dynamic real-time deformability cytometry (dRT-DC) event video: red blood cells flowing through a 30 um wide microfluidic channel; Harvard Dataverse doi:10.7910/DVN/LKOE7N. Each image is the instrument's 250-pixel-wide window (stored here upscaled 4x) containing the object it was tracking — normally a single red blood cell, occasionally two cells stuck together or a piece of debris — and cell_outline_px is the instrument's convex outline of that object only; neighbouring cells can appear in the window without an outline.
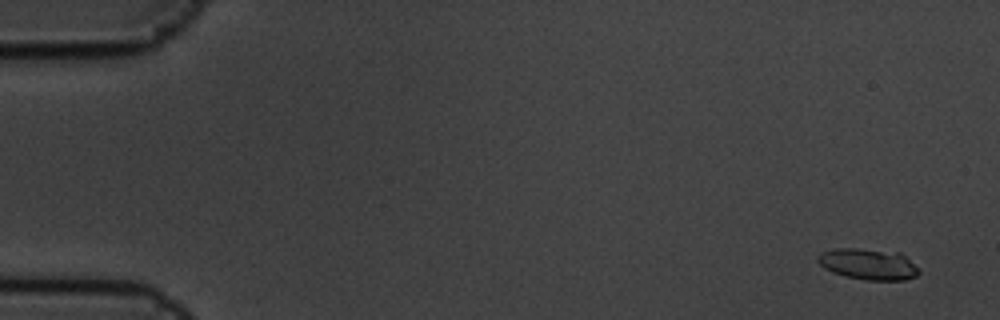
{"species": "common noctule bat (a hibernating species)", "species_latin": "Nyctalus noctula", "temperature_condition": "cold", "stored_images_in_passage": 6, "camera_frame_rate_fps": 3000, "um_per_image_px": 0.085, "animal": {"sex": "male", "body_mass_g": 19.5, "forearm_length_mm": 54.6}, "frame": {"image": 1, "passage_image": 1, "time_ms": 0.0, "image_size_px": [1000, 320], "cell_outline_px": [[920, 272], [916, 276], [904, 280], [864, 280], [844, 276], [832, 272], [824, 268], [816, 260], [816, 256], [820, 252], [836, 248], [856, 248], [900, 252], [920, 268]], "centroid_in_image_um": [73.8, 22.45], "position_along_channel_um": 11.2, "area_um2": 18.61}}
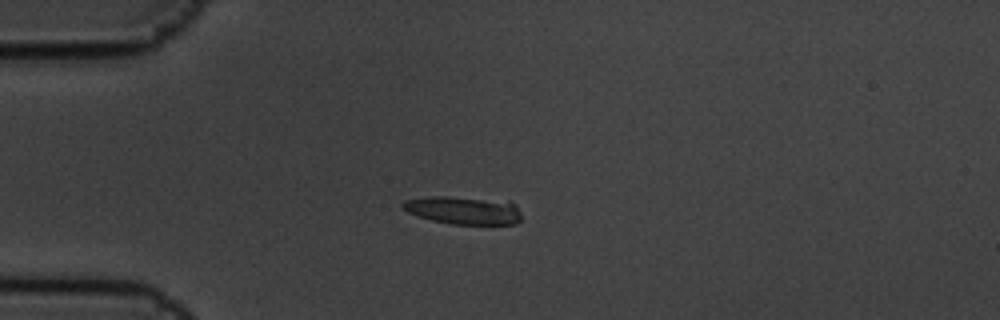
{"frame": {"image": 2, "passage_image": 4, "time_ms": 1.0, "image_size_px": [1000, 320], "cell_outline_px": [[520, 220], [516, 224], [452, 224], [432, 220], [408, 212], [400, 204], [404, 200], [428, 196], [448, 196], [508, 200], [516, 204], [520, 212]], "centroid_in_image_um": [39.44, 17.85], "position_along_channel_um": 45.6, "area_um2": 19.54}}